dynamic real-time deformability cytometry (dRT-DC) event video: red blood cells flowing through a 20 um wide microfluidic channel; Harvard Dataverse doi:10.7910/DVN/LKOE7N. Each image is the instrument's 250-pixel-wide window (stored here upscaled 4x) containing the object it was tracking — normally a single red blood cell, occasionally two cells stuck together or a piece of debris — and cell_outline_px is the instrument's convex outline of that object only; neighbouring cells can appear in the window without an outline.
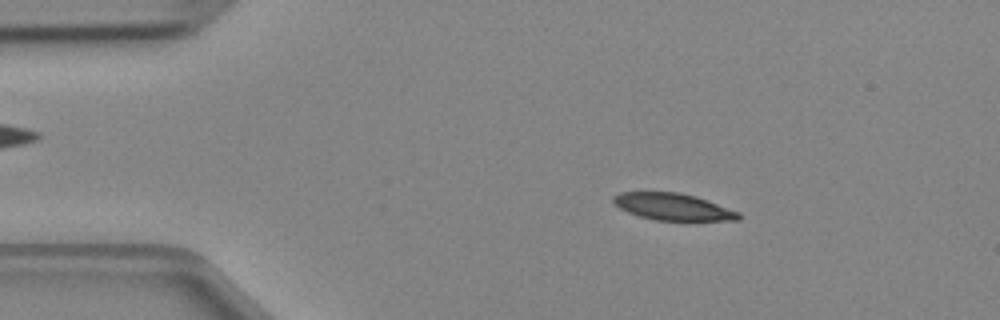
{"species": "Egyptian fruit bat (a non-hibernating species)", "species_latin": "Rousettus aegyptiacus", "temperature_condition": "cold", "stored_images_in_passage": 7, "camera_frame_rate_fps": 3000, "um_per_image_px": 0.085, "animal": {"sex": "female"}, "frame": {"image": 1, "passage_image": 3, "time_ms": 0.667, "image_size_px": [1000, 320], "cell_outline_px": [[740, 220], [656, 220], [640, 216], [628, 212], [620, 208], [612, 200], [612, 196], [620, 192], [680, 192], [696, 196], [708, 200], [740, 212]], "centroid_in_image_um": [57.21, 17.56], "position_along_channel_um": 27.8, "area_um2": 19.54}}
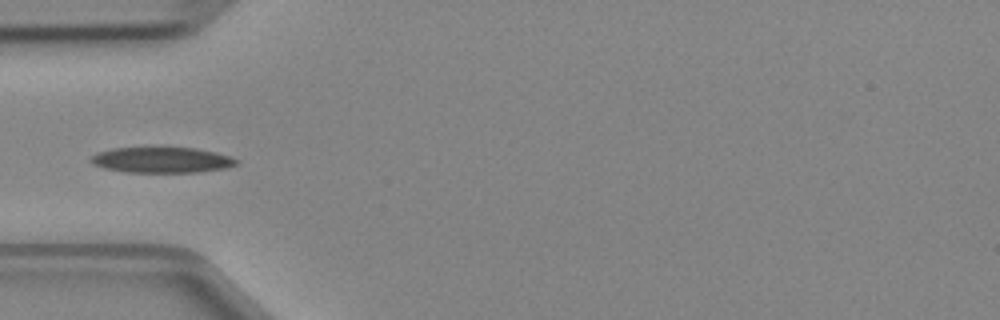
{"frame": {"image": 2, "passage_image": 5, "time_ms": 1.333, "image_size_px": [1000, 320], "cell_outline_px": [[240, 160], [236, 164], [228, 168], [196, 172], [124, 172], [104, 168], [92, 164], [88, 160], [96, 152], [112, 148], [196, 148], [216, 152]], "centroid_in_image_um": [13.73, 13.6], "position_along_channel_um": 71.3, "area_um2": 21.79}}